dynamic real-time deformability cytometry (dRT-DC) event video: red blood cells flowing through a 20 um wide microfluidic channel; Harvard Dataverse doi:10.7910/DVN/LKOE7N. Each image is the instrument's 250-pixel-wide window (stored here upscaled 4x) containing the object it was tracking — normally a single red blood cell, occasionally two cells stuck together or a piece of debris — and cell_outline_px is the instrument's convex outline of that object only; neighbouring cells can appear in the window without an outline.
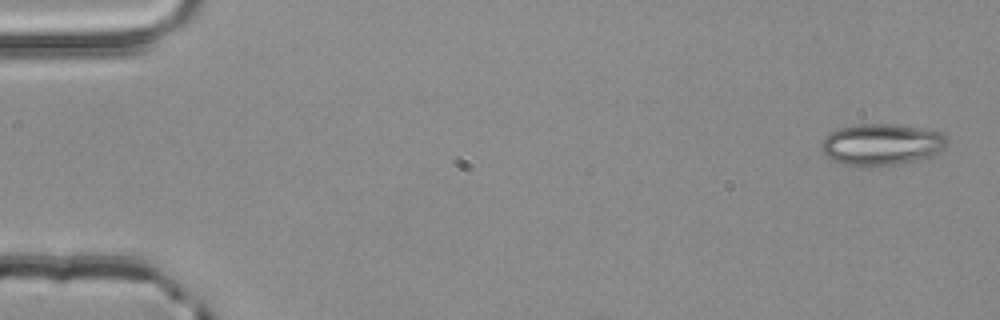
{"species": "common noctule bat (a hibernating species)", "species_latin": "Nyctalus noctula", "temperature_condition": "room temperature", "stored_images_in_passage": 3, "camera_frame_rate_fps": 3000, "um_per_image_px": 0.085, "animal": {"sex": "male", "body_mass_g": 20.4}, "frame": {"image": 1, "passage_image": 1, "time_ms": 0.0, "image_size_px": [1000, 320], "cell_outline_px": [[948, 144], [940, 152], [932, 156], [896, 164], [864, 168], [860, 168], [844, 164], [832, 160], [820, 148], [820, 144], [832, 132], [840, 128], [856, 124], [896, 124], [924, 128], [940, 132], [948, 140]], "centroid_in_image_um": [74.95, 12.29], "position_along_channel_um": 10.1, "area_um2": 30.63}}
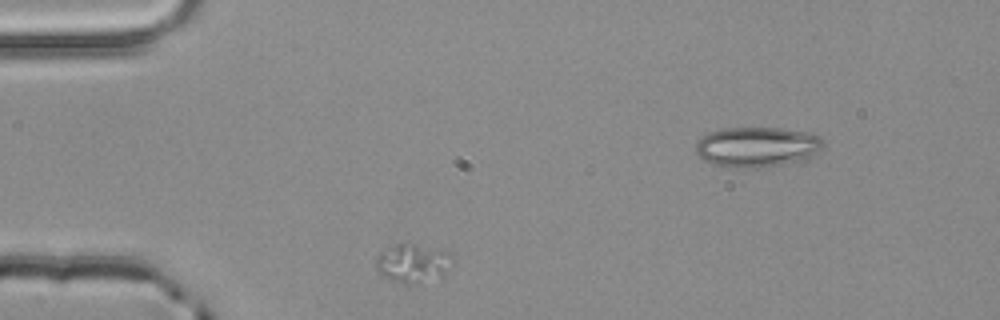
{"frame": {"image": 2, "passage_image": 2, "time_ms": 0.333, "image_size_px": [1000, 320], "cell_outline_px": [[452, 256], [444, 276], [420, 284], [404, 284], [380, 276], [376, 272], [376, 260], [380, 252], [396, 244], [412, 244], [448, 252]], "centroid_in_image_um": [35.04, 22.42], "position_along_channel_um": 50.0, "area_um2": 17.11}}